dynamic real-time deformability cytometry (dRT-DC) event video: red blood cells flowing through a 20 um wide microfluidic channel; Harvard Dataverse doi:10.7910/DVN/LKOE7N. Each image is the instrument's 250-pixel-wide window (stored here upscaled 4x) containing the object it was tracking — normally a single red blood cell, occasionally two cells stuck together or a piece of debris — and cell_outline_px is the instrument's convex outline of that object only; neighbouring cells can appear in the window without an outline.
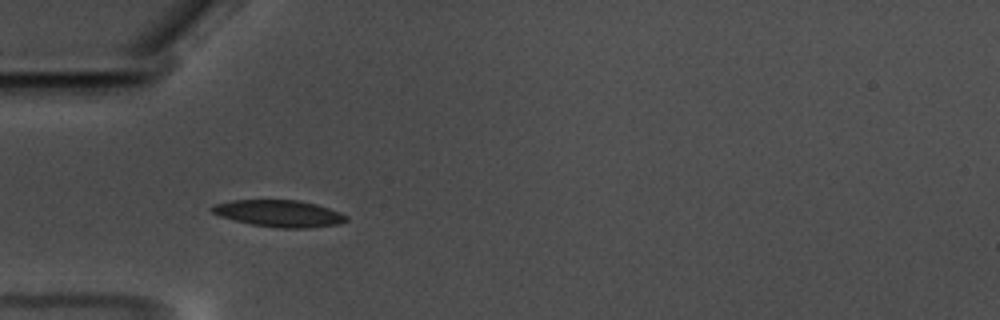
{"species": "common noctule bat (a hibernating species)", "species_latin": "Nyctalus noctula", "temperature_condition": "warm", "stored_images_in_passage": 38, "camera_frame_rate_fps": 3000, "um_per_image_px": 0.085, "animal": {"sex": "male", "body_mass_g": 17.5, "forearm_length_mm": 52.3}, "frame": {"image": 1, "passage_image": 4, "time_ms": 1.0, "image_size_px": [1000, 320], "cell_outline_px": [[348, 220], [340, 224], [308, 228], [276, 228], [252, 224], [220, 216], [212, 212], [208, 208], [212, 204], [232, 200], [300, 200], [316, 204], [340, 212], [348, 216]], "centroid_in_image_um": [23.72, 18.14], "position_along_channel_um": 61.3, "area_um2": 21.1}}
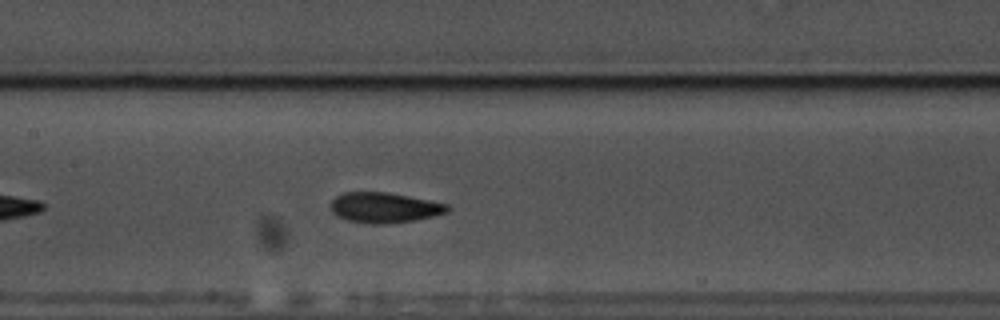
{"frame": {"image": 2, "passage_image": 14, "time_ms": 4.333, "image_size_px": [1000, 320], "cell_outline_px": [[448, 212], [416, 220], [384, 224], [368, 224], [348, 220], [336, 216], [332, 212], [332, 200], [336, 196], [344, 192], [388, 192], [448, 204]], "centroid_in_image_um": [32.65, 17.65], "position_along_channel_um": 174.8, "area_um2": 20.52}}
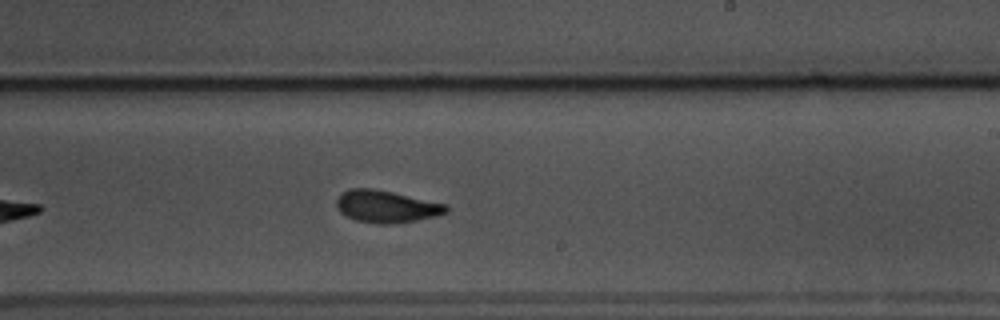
{"frame": {"image": 3, "passage_image": 21, "time_ms": 6.667, "image_size_px": [1000, 320], "cell_outline_px": [[448, 212], [436, 216], [416, 220], [392, 224], [376, 224], [356, 220], [340, 212], [336, 204], [336, 200], [340, 192], [348, 188], [372, 188], [392, 192], [448, 204]], "centroid_in_image_um": [32.83, 17.54], "position_along_channel_um": 256.2, "area_um2": 20.69}, "authors_computed_cell_mechanics": {"area_um2": 20.1433, "velocity_mm_per_s": 3.5033, "shape_relaxation_time_tau1_ms": 3.8465, "shape_relaxation_time_tau2_ms": 2.2579, "deformation_change_tau1": 0.1238, "deformation_change_tau2": 0.081}}